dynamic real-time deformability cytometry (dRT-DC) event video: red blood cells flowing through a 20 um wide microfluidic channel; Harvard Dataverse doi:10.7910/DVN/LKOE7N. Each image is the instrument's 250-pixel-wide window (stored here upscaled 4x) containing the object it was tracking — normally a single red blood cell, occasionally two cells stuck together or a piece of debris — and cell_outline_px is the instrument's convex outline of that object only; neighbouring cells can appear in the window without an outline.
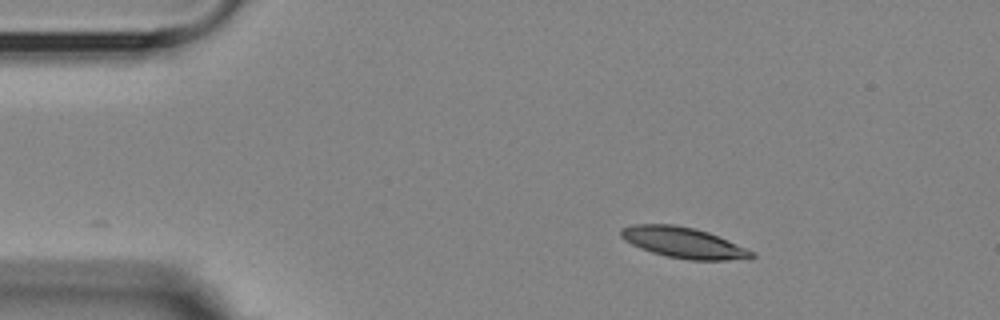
{"species": "Egyptian fruit bat (a non-hibernating species)", "species_latin": "Rousettus aegyptiacus", "temperature_condition": "room temperature", "stored_images_in_passage": 4, "camera_frame_rate_fps": 3000, "um_per_image_px": 0.085, "animal": {"sex": "female"}, "frame": {"image": 1, "passage_image": 2, "time_ms": 1.333, "image_size_px": [1000, 320], "cell_outline_px": [[756, 256], [752, 260], [688, 260], [668, 256], [652, 252], [640, 248], [624, 240], [620, 236], [620, 228], [632, 224], [672, 224], [696, 228], [708, 232], [756, 252]], "centroid_in_image_um": [58.14, 20.63], "position_along_channel_um": 26.9, "area_um2": 23.7}}
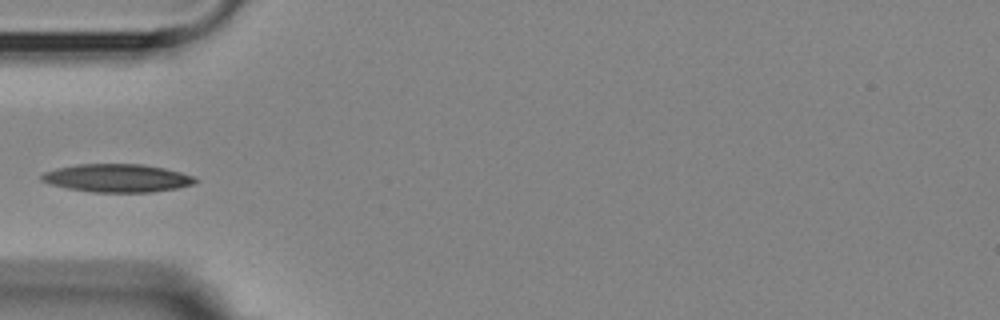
{"frame": {"image": 2, "passage_image": 4, "time_ms": 4.333, "image_size_px": [1000, 320], "cell_outline_px": [[200, 180], [192, 184], [176, 188], [152, 192], [92, 192], [68, 188], [48, 184], [40, 180], [40, 176], [44, 172], [56, 168], [76, 164], [140, 164], [164, 168], [196, 176]], "centroid_in_image_um": [9.95, 15.13], "position_along_channel_um": 75.1, "area_um2": 25.26}}